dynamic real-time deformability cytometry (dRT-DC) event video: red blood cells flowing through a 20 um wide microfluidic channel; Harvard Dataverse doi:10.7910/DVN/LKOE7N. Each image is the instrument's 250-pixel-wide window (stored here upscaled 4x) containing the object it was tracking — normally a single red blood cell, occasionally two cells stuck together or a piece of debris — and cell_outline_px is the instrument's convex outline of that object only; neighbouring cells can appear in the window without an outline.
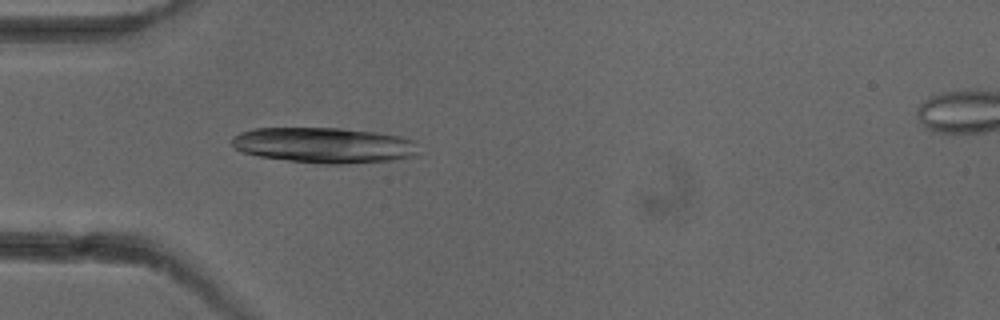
{"species": "common noctule bat (a hibernating species)", "species_latin": "Nyctalus noctula", "temperature_condition": "cold", "stored_images_in_passage": 4, "camera_frame_rate_fps": 3000, "um_per_image_px": 0.085, "animal": {"sex": "female"}, "frame": {"image": 1, "passage_image": 3, "time_ms": 2.333, "image_size_px": [1000, 320], "cell_outline_px": [[420, 156], [392, 160], [348, 164], [320, 164], [256, 156], [244, 152], [236, 148], [232, 144], [232, 136], [240, 132], [252, 128], [340, 128], [380, 132], [400, 136], [416, 140]], "centroid_in_image_um": [27.62, 12.34], "position_along_channel_um": 57.4, "area_um2": 39.3}}